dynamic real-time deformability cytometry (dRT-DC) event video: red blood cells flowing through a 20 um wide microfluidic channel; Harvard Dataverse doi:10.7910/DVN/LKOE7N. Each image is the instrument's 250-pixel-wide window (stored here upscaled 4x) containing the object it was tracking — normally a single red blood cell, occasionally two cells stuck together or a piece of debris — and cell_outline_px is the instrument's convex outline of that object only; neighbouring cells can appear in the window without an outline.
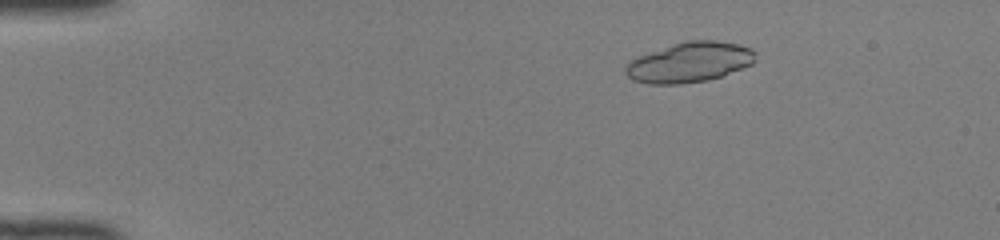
{"species": "common noctule bat (a hibernating species)", "species_latin": "Nyctalus noctula", "temperature_condition": "room temperature", "stored_images_in_passage": 44, "camera_frame_rate_fps": 3000, "um_per_image_px": 0.085, "animal": {"sex": "female", "body_mass_g": 22.0, "forearm_length_mm": 56.7}, "frame": {"image": 1, "passage_image": 3, "time_ms": 0.667, "image_size_px": [1000, 240], "cell_outline_px": [[756, 60], [752, 64], [720, 76], [708, 80], [680, 84], [648, 84], [636, 80], [628, 76], [624, 72], [624, 68], [632, 60], [640, 56], [684, 40], [716, 40], [736, 44], [752, 48], [756, 52]], "centroid_in_image_um": [58.65, 5.29], "position_along_channel_um": 26.4, "area_um2": 30.11}}